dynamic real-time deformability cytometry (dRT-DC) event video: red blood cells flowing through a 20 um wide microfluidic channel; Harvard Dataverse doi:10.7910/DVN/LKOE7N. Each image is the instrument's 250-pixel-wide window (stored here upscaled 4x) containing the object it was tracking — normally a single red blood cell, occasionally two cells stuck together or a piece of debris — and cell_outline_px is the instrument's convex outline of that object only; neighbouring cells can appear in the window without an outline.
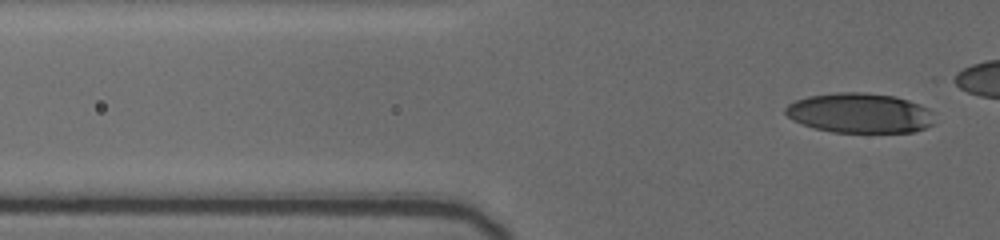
{"species": "human", "species_latin": "Homo sapiens", "temperature_condition": "cold", "stored_images_in_passage": 7, "segment_of_instrument_passage": [2, 2], "camera_frame_rate_fps": 3000, "um_per_image_px": 0.085, "donor": {"sex": "female"}, "frame": {"image": 1, "passage_image": 7, "time_ms": 6.667, "image_size_px": [1000, 240], "cell_outline_px": [[932, 124], [924, 128], [912, 132], [832, 132], [816, 128], [792, 120], [784, 112], [784, 108], [788, 104], [796, 100], [808, 96], [836, 92], [864, 92], [896, 96], [920, 104], [928, 108], [932, 112]], "centroid_in_image_um": [73.06, 9.6], "position_along_channel_um": 52.7, "area_um2": 34.62}}